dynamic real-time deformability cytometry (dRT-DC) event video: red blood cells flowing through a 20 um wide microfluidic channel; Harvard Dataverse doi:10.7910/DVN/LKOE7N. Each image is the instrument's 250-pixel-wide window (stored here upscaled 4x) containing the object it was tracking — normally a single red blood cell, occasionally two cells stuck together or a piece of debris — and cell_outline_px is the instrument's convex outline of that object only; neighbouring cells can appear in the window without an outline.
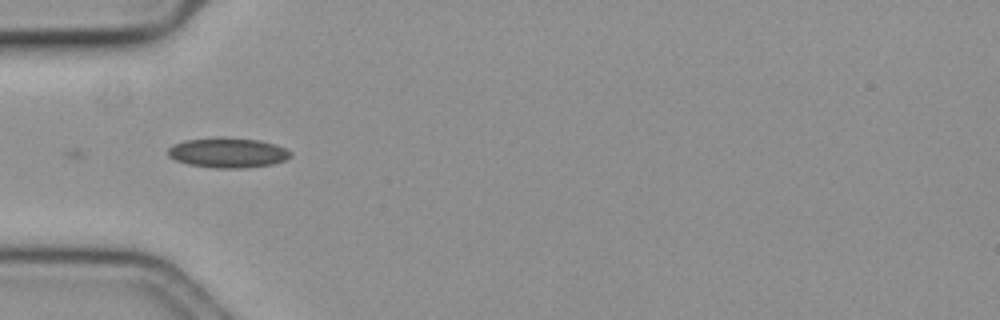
{"species": "common noctule bat (a hibernating species)", "species_latin": "Nyctalus noctula", "temperature_condition": "cold", "stored_images_in_passage": 9, "camera_frame_rate_fps": 3000, "um_per_image_px": 0.085, "animal": {"sex": "female", "body_mass_g": 19.3, "forearm_length_mm": 54.1}, "frame": {"image": 1, "passage_image": 1, "time_ms": 0.0, "image_size_px": [1000, 320], "cell_outline_px": [[292, 156], [284, 160], [272, 164], [244, 168], [216, 168], [188, 164], [176, 160], [168, 156], [168, 148], [184, 140], [216, 136], [224, 136], [260, 140], [276, 144], [292, 152]], "centroid_in_image_um": [19.37, 12.96], "position_along_channel_um": 65.6, "area_um2": 21.68}}
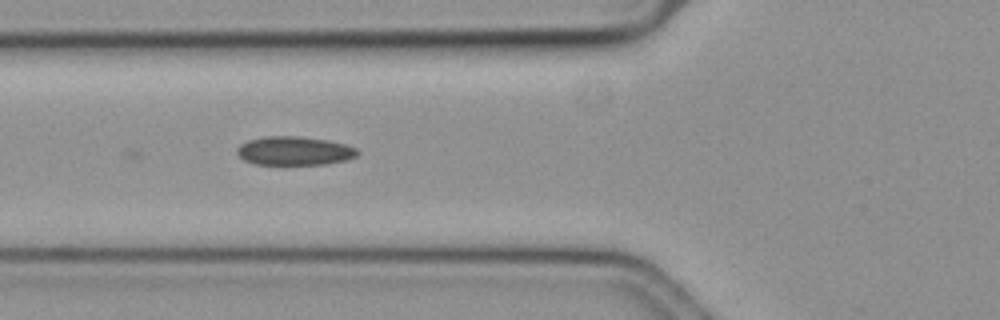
{"frame": {"image": 2, "passage_image": 4, "time_ms": 1.0, "image_size_px": [1000, 320], "cell_outline_px": [[360, 152], [356, 156], [348, 160], [324, 164], [256, 164], [244, 160], [236, 152], [236, 148], [240, 144], [248, 140], [264, 136], [300, 136], [328, 140], [344, 144], [356, 148]], "centroid_in_image_um": [25.02, 12.81], "position_along_channel_um": 100.8, "area_um2": 20.23}}
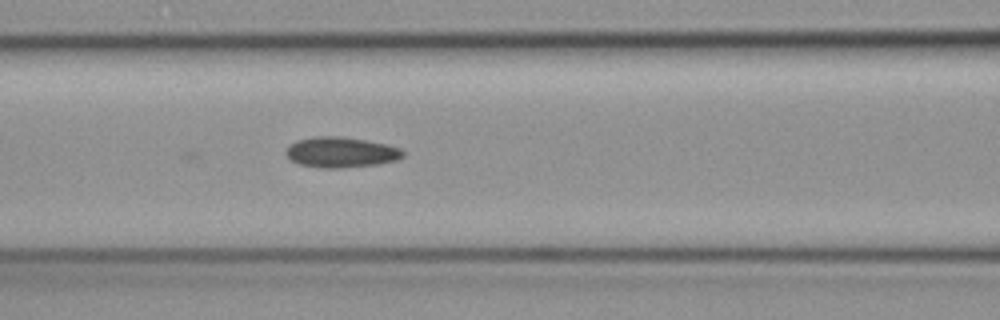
{"frame": {"image": 3, "passage_image": 7, "time_ms": 2.0, "image_size_px": [1000, 320], "cell_outline_px": [[404, 156], [396, 160], [380, 164], [344, 168], [320, 168], [300, 164], [292, 160], [284, 152], [296, 140], [316, 136], [344, 136], [388, 144], [400, 148], [404, 152]], "centroid_in_image_um": [29.02, 12.94], "position_along_channel_um": 137.6, "area_um2": 20.92}}